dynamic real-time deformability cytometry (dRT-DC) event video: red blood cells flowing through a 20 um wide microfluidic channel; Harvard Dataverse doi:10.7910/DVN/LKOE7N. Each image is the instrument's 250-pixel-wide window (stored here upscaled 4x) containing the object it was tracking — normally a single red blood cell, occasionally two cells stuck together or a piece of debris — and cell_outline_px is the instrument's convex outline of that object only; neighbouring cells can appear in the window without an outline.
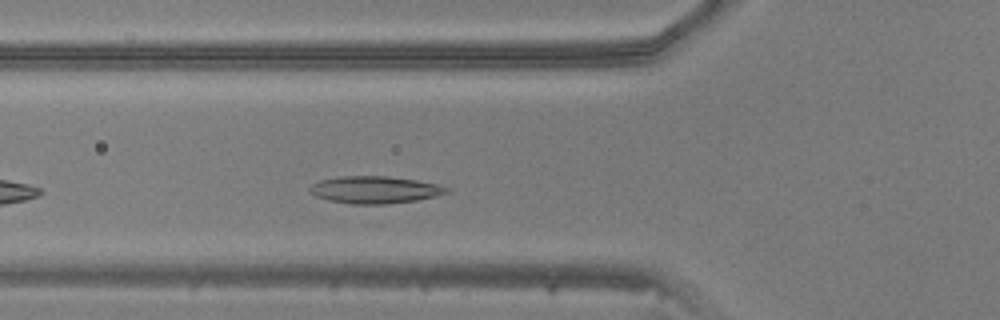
{"species": "common noctule bat (a hibernating species)", "species_latin": "Nyctalus noctula", "temperature_condition": "warm", "stored_images_in_passage": 36, "camera_frame_rate_fps": 3000, "um_per_image_px": 0.085, "animal": {"sex": "male", "body_mass_g": 20.5, "forearm_length_mm": 52.5}, "frame": {"image": 1, "passage_image": 6, "time_ms": 1.667, "image_size_px": [1000, 320], "cell_outline_px": [[452, 192], [436, 196], [376, 208], [328, 200], [316, 196], [308, 192], [308, 188], [312, 184], [320, 180], [340, 176], [388, 176], [416, 180], [440, 184], [452, 188]], "centroid_in_image_um": [31.91, 16.17], "position_along_channel_um": 93.9, "area_um2": 22.77}}
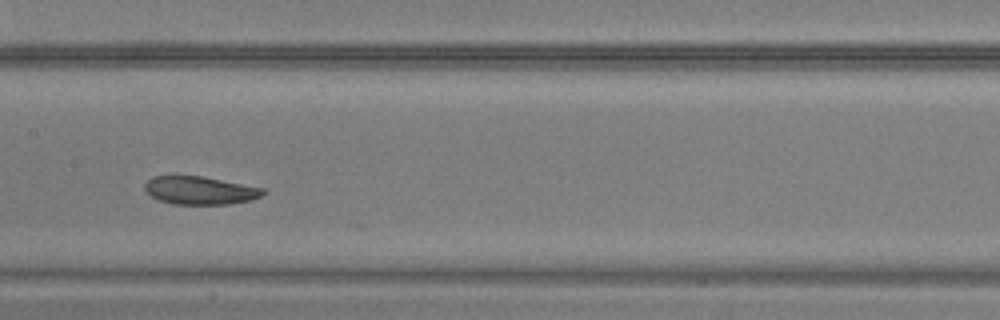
{"frame": {"image": 2, "passage_image": 13, "time_ms": 4.0, "image_size_px": [1000, 320], "cell_outline_px": [[268, 192], [252, 200], [228, 204], [172, 204], [160, 200], [152, 196], [144, 188], [144, 184], [152, 176], [204, 176], [264, 188]], "centroid_in_image_um": [17.03, 16.18], "position_along_channel_um": 190.4, "area_um2": 19.36}}
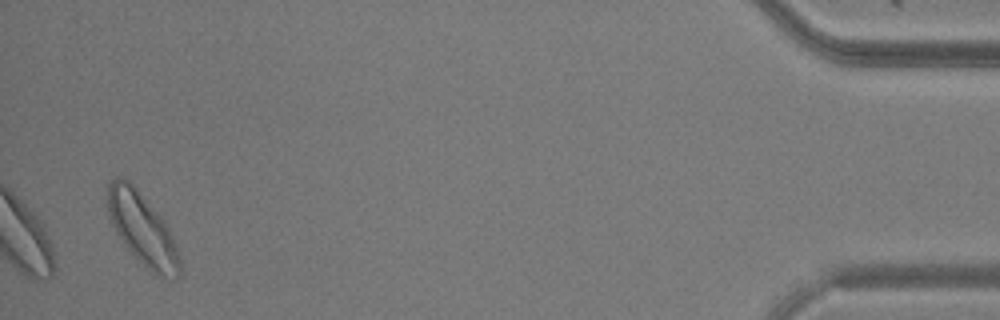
{"frame": {"image": 3, "passage_image": 36, "time_ms": 11.667, "image_size_px": [1000, 320], "cell_outline_px": [[180, 276], [176, 280], [160, 280], [124, 244], [116, 232], [112, 224], [108, 212], [108, 184], [116, 176], [120, 176], [128, 180], [132, 184], [160, 216], [168, 228], [172, 236], [180, 260]], "centroid_in_image_um": [12.12, 19.52], "position_along_channel_um": 423.1, "area_um2": 29.82}}